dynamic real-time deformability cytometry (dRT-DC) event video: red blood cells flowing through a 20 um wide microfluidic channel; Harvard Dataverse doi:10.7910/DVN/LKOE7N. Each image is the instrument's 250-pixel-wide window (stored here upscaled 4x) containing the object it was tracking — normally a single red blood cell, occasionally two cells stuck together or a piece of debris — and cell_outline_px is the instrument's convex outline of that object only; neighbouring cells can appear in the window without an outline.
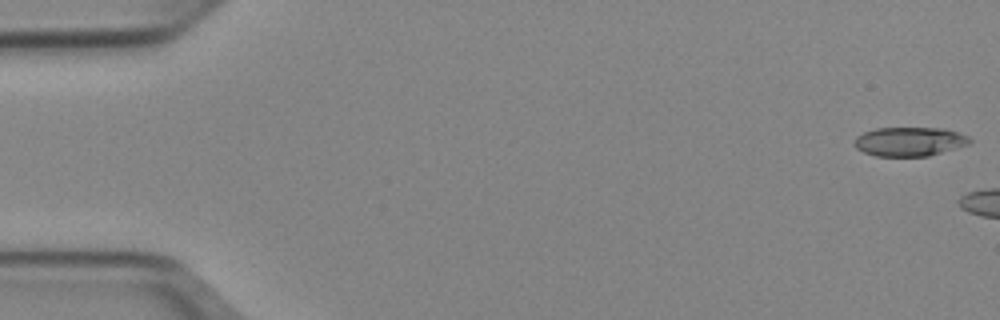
{"species": "Egyptian fruit bat (a non-hibernating species)", "species_latin": "Rousettus aegyptiacus", "temperature_condition": "cold", "stored_images_in_passage": 10, "camera_frame_rate_fps": 3000, "um_per_image_px": 0.085, "animal": {"sex": "female"}, "frame": {"image": 1, "passage_image": 1, "time_ms": 0.0, "image_size_px": [1000, 320], "cell_outline_px": [[972, 140], [968, 144], [928, 156], [876, 156], [864, 152], [856, 148], [852, 144], [856, 136], [864, 132], [876, 128], [944, 128], [968, 136]], "centroid_in_image_um": [77.26, 12.03], "position_along_channel_um": 7.7, "area_um2": 19.48}}